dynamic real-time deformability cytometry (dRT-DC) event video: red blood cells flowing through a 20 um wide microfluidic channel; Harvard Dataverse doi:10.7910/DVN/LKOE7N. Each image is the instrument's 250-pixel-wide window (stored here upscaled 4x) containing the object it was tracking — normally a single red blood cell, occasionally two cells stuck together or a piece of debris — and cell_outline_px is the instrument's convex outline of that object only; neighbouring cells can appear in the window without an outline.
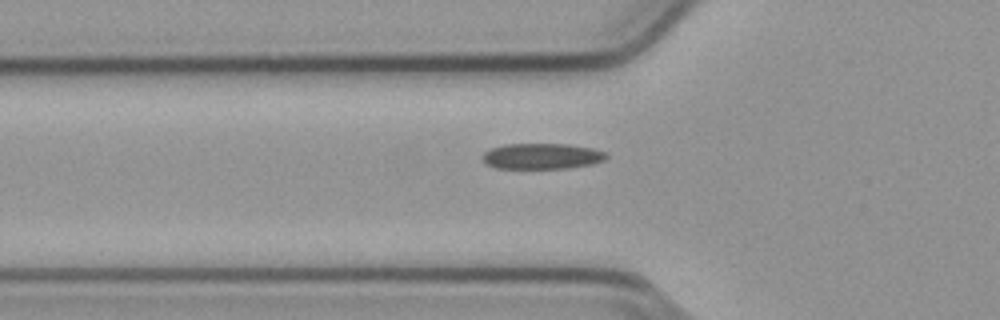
{"species": "common noctule bat (a hibernating species)", "species_latin": "Nyctalus noctula", "temperature_condition": "cold", "stored_images_in_passage": 41, "camera_frame_rate_fps": 3000, "um_per_image_px": 0.085, "animal": {"sex": "male", "body_mass_g": 23.1, "forearm_length_mm": 52.7}, "frame": {"image": 1, "passage_image": 12, "time_ms": 3.667, "image_size_px": [1000, 320], "cell_outline_px": [[608, 156], [604, 160], [592, 164], [568, 168], [496, 168], [484, 164], [480, 156], [484, 152], [492, 148], [504, 144], [568, 144], [592, 148], [604, 152]], "centroid_in_image_um": [46.01, 13.28], "position_along_channel_um": 79.8, "area_um2": 18.67}}
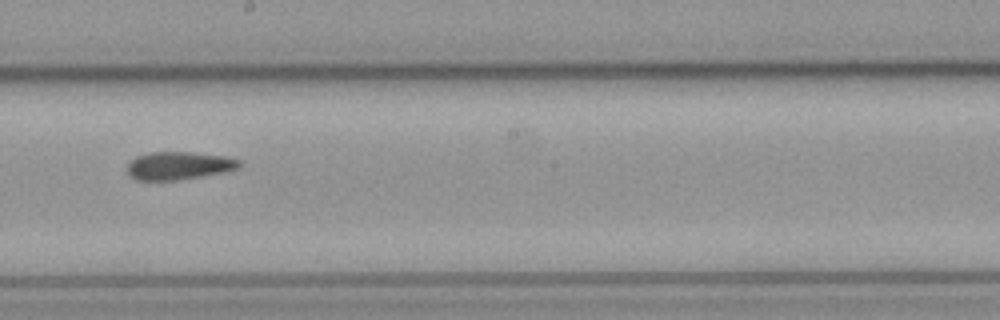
{"frame": {"image": 2, "passage_image": 24, "time_ms": 7.667, "image_size_px": [1000, 320], "cell_outline_px": [[244, 164], [240, 168], [224, 172], [176, 180], [136, 180], [128, 176], [128, 164], [136, 156], [152, 152], [192, 152], [224, 156], [240, 160]], "centroid_in_image_um": [15.22, 14.08], "position_along_channel_um": 233.0, "area_um2": 18.26}}
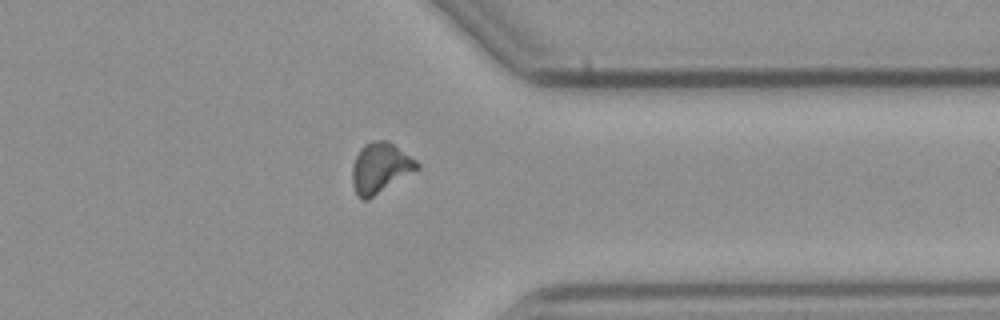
{"frame": {"image": 3, "passage_image": 36, "time_ms": 11.667, "image_size_px": [1000, 320], "cell_outline_px": [[420, 168], [368, 200], [364, 200], [356, 192], [352, 184], [352, 168], [356, 156], [360, 148], [364, 144], [372, 140], [388, 140], [416, 160], [420, 164]], "centroid_in_image_um": [32.32, 14.26], "position_along_channel_um": 379.1, "area_um2": 18.96}}